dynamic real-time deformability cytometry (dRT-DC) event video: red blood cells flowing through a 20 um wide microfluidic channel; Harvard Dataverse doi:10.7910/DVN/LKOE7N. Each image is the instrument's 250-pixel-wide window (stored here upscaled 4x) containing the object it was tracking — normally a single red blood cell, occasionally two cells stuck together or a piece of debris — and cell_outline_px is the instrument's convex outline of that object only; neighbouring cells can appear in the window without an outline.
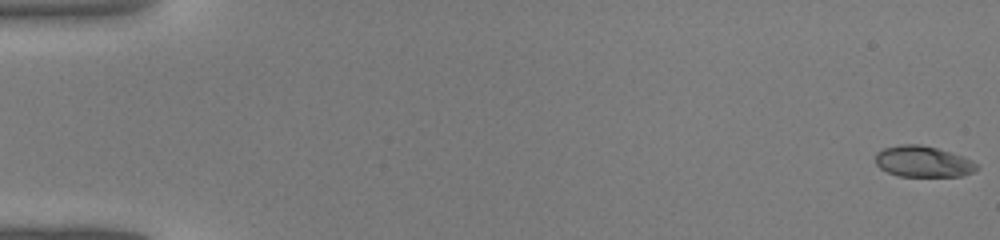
{"species": "common noctule bat (a hibernating species)", "species_latin": "Nyctalus noctula", "temperature_condition": "warm", "stored_images_in_passage": 44, "camera_frame_rate_fps": 3000, "um_per_image_px": 0.085, "animal": {"sex": "male", "body_mass_g": 19.0, "forearm_length_mm": 50.8}, "frame": {"image": 1, "passage_image": 1, "time_ms": 0.0, "image_size_px": [1000, 240], "cell_outline_px": [[980, 168], [972, 172], [960, 176], [896, 176], [880, 168], [876, 164], [876, 152], [884, 148], [900, 144], [920, 144], [936, 148], [964, 156], [972, 160]], "centroid_in_image_um": [78.45, 13.73], "position_along_channel_um": 6.5, "area_um2": 18.38}}
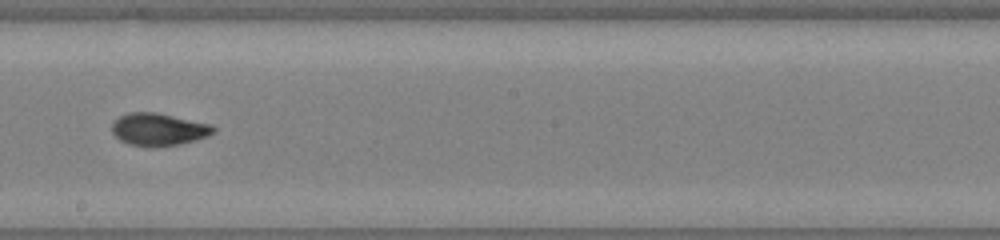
{"frame": {"image": 2, "passage_image": 26, "time_ms": 8.333, "image_size_px": [1000, 240], "cell_outline_px": [[216, 132], [208, 136], [196, 140], [180, 144], [152, 148], [128, 144], [120, 140], [112, 132], [112, 124], [120, 116], [128, 112], [156, 112], [212, 124], [216, 128]], "centroid_in_image_um": [13.51, 11.01], "position_along_channel_um": 234.7, "area_um2": 19.48}}
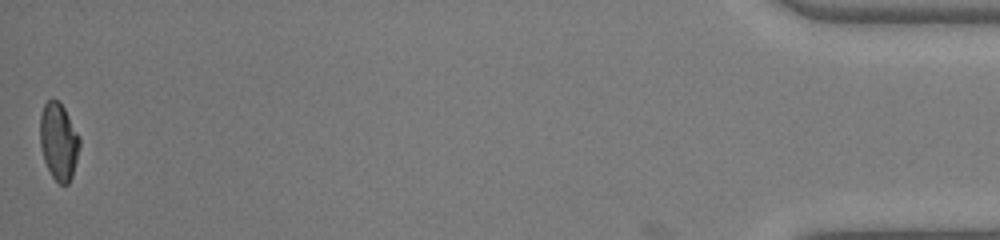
{"frame": {"image": 3, "passage_image": 44, "time_ms": 14.333, "image_size_px": [1000, 240], "cell_outline_px": [[80, 144], [72, 176], [68, 184], [60, 184], [52, 176], [44, 160], [40, 144], [40, 116], [44, 104], [52, 96], [64, 108], [80, 136]], "centroid_in_image_um": [4.98, 12.0], "position_along_channel_um": 430.2, "area_um2": 17.69}}